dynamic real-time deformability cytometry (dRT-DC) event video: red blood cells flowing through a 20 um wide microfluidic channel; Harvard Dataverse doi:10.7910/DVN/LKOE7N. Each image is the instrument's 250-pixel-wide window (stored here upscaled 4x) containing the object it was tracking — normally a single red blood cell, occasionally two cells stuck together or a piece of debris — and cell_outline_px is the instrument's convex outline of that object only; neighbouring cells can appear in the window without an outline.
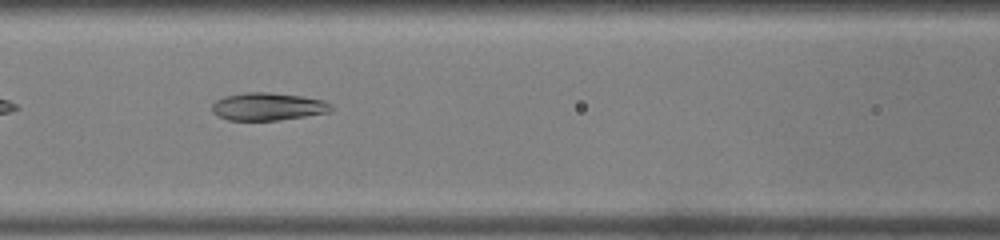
{"species": "common noctule bat (a hibernating species)", "species_latin": "Nyctalus noctula", "temperature_condition": "warm", "stored_images_in_passage": 33, "camera_frame_rate_fps": 3000, "um_per_image_px": 0.085, "animal": {"sex": "male", "body_mass_g": 19.0, "forearm_length_mm": 50.8}, "frame": {"image": 1, "passage_image": 7, "time_ms": 2.0, "image_size_px": [1000, 240], "cell_outline_px": [[332, 108], [328, 112], [304, 116], [276, 120], [228, 120], [212, 112], [212, 104], [216, 100], [224, 96], [244, 92], [268, 92], [300, 96], [324, 100]], "centroid_in_image_um": [22.71, 9.05], "position_along_channel_um": 143.9, "area_um2": 18.96}}
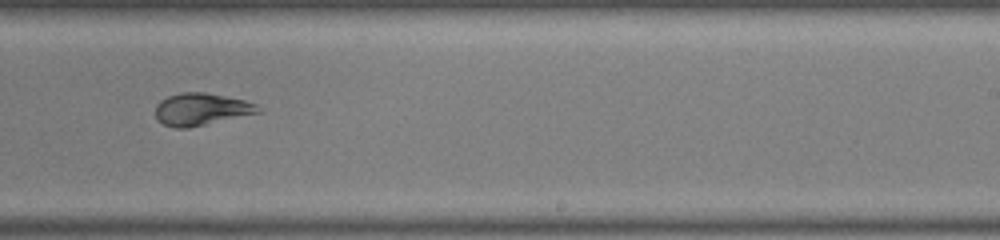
{"frame": {"image": 2, "passage_image": 16, "time_ms": 5.0, "image_size_px": [1000, 240], "cell_outline_px": [[260, 112], [188, 128], [172, 128], [164, 124], [156, 116], [156, 104], [160, 100], [168, 96], [180, 92], [204, 92], [244, 100], [256, 104], [260, 108]], "centroid_in_image_um": [17.07, 9.28], "position_along_channel_um": 271.9, "area_um2": 19.07}}
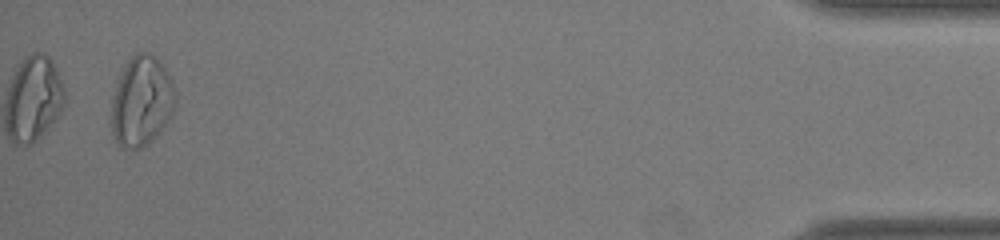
{"frame": {"image": 3, "passage_image": 32, "time_ms": 10.333, "image_size_px": [1000, 240], "cell_outline_px": [[176, 100], [172, 112], [156, 136], [152, 140], [140, 148], [124, 148], [116, 144], [112, 132], [112, 100], [120, 76], [128, 60], [136, 52], [152, 52], [156, 56], [172, 80], [176, 92]], "centroid_in_image_um": [12.04, 8.59], "position_along_channel_um": 423.2, "area_um2": 33.23}, "authors_computed_cell_mechanics": {"area_um2": 20.4034, "velocity_mm_per_s": 4.279, "shape_relaxation_time_tau1_ms": null, "shape_relaxation_time_tau2_ms": 0.9195, "deformation_change_tau1": null, "deformation_change_tau2": 0.0432}}